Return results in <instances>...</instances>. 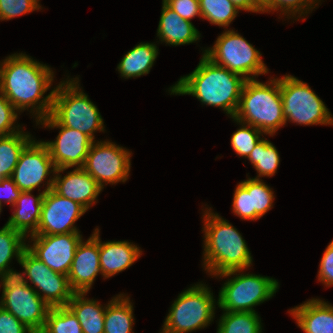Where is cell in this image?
Instances as JSON below:
<instances>
[{
	"label": "cell",
	"mask_w": 333,
	"mask_h": 333,
	"mask_svg": "<svg viewBox=\"0 0 333 333\" xmlns=\"http://www.w3.org/2000/svg\"><path fill=\"white\" fill-rule=\"evenodd\" d=\"M199 6L202 19L224 28L234 20L239 11L231 0H199Z\"/></svg>",
	"instance_id": "obj_32"
},
{
	"label": "cell",
	"mask_w": 333,
	"mask_h": 333,
	"mask_svg": "<svg viewBox=\"0 0 333 333\" xmlns=\"http://www.w3.org/2000/svg\"><path fill=\"white\" fill-rule=\"evenodd\" d=\"M318 279L326 286L333 285V241L327 246L321 258Z\"/></svg>",
	"instance_id": "obj_38"
},
{
	"label": "cell",
	"mask_w": 333,
	"mask_h": 333,
	"mask_svg": "<svg viewBox=\"0 0 333 333\" xmlns=\"http://www.w3.org/2000/svg\"><path fill=\"white\" fill-rule=\"evenodd\" d=\"M41 333H82L79 320L67 306L51 307Z\"/></svg>",
	"instance_id": "obj_31"
},
{
	"label": "cell",
	"mask_w": 333,
	"mask_h": 333,
	"mask_svg": "<svg viewBox=\"0 0 333 333\" xmlns=\"http://www.w3.org/2000/svg\"><path fill=\"white\" fill-rule=\"evenodd\" d=\"M205 286L196 284L179 294L170 308L161 333H188L207 327L213 321L215 299Z\"/></svg>",
	"instance_id": "obj_7"
},
{
	"label": "cell",
	"mask_w": 333,
	"mask_h": 333,
	"mask_svg": "<svg viewBox=\"0 0 333 333\" xmlns=\"http://www.w3.org/2000/svg\"><path fill=\"white\" fill-rule=\"evenodd\" d=\"M204 267L212 275L244 270L252 265L251 253L242 235L227 220L204 211Z\"/></svg>",
	"instance_id": "obj_3"
},
{
	"label": "cell",
	"mask_w": 333,
	"mask_h": 333,
	"mask_svg": "<svg viewBox=\"0 0 333 333\" xmlns=\"http://www.w3.org/2000/svg\"><path fill=\"white\" fill-rule=\"evenodd\" d=\"M19 264L25 271L17 273L18 276L24 274L43 293L40 296L49 307L67 306L75 293L67 275L55 272L47 267L42 261L35 257L27 248L22 252Z\"/></svg>",
	"instance_id": "obj_12"
},
{
	"label": "cell",
	"mask_w": 333,
	"mask_h": 333,
	"mask_svg": "<svg viewBox=\"0 0 333 333\" xmlns=\"http://www.w3.org/2000/svg\"><path fill=\"white\" fill-rule=\"evenodd\" d=\"M131 153L113 142L95 141L89 152L83 169L89 173L103 189L104 184L125 182L130 172ZM105 182V183H104Z\"/></svg>",
	"instance_id": "obj_11"
},
{
	"label": "cell",
	"mask_w": 333,
	"mask_h": 333,
	"mask_svg": "<svg viewBox=\"0 0 333 333\" xmlns=\"http://www.w3.org/2000/svg\"><path fill=\"white\" fill-rule=\"evenodd\" d=\"M248 159L259 174L255 179L261 176H273L280 163L279 153L276 147L265 138H261L255 145Z\"/></svg>",
	"instance_id": "obj_30"
},
{
	"label": "cell",
	"mask_w": 333,
	"mask_h": 333,
	"mask_svg": "<svg viewBox=\"0 0 333 333\" xmlns=\"http://www.w3.org/2000/svg\"><path fill=\"white\" fill-rule=\"evenodd\" d=\"M66 168L56 169L53 190L62 197L73 200L82 205L86 210L96 203L97 196L102 191L96 180L83 168L74 169L61 178L60 172Z\"/></svg>",
	"instance_id": "obj_19"
},
{
	"label": "cell",
	"mask_w": 333,
	"mask_h": 333,
	"mask_svg": "<svg viewBox=\"0 0 333 333\" xmlns=\"http://www.w3.org/2000/svg\"><path fill=\"white\" fill-rule=\"evenodd\" d=\"M234 120L241 123L242 127L232 134L231 146L236 154L248 158L255 145L261 140L259 135L262 131L252 125Z\"/></svg>",
	"instance_id": "obj_33"
},
{
	"label": "cell",
	"mask_w": 333,
	"mask_h": 333,
	"mask_svg": "<svg viewBox=\"0 0 333 333\" xmlns=\"http://www.w3.org/2000/svg\"><path fill=\"white\" fill-rule=\"evenodd\" d=\"M233 119L271 136L285 125L280 79H270L268 84L255 79L247 80Z\"/></svg>",
	"instance_id": "obj_4"
},
{
	"label": "cell",
	"mask_w": 333,
	"mask_h": 333,
	"mask_svg": "<svg viewBox=\"0 0 333 333\" xmlns=\"http://www.w3.org/2000/svg\"><path fill=\"white\" fill-rule=\"evenodd\" d=\"M25 236L5 224L0 229V278L16 275L18 272L9 269V262L16 256L18 262L22 252L27 248Z\"/></svg>",
	"instance_id": "obj_27"
},
{
	"label": "cell",
	"mask_w": 333,
	"mask_h": 333,
	"mask_svg": "<svg viewBox=\"0 0 333 333\" xmlns=\"http://www.w3.org/2000/svg\"><path fill=\"white\" fill-rule=\"evenodd\" d=\"M76 79L79 78L63 81L54 88L50 115L60 125L78 130L94 141V132L104 131L103 119L88 95L80 91Z\"/></svg>",
	"instance_id": "obj_5"
},
{
	"label": "cell",
	"mask_w": 333,
	"mask_h": 333,
	"mask_svg": "<svg viewBox=\"0 0 333 333\" xmlns=\"http://www.w3.org/2000/svg\"><path fill=\"white\" fill-rule=\"evenodd\" d=\"M38 2L37 0H0V20L13 19L37 10L41 7Z\"/></svg>",
	"instance_id": "obj_34"
},
{
	"label": "cell",
	"mask_w": 333,
	"mask_h": 333,
	"mask_svg": "<svg viewBox=\"0 0 333 333\" xmlns=\"http://www.w3.org/2000/svg\"><path fill=\"white\" fill-rule=\"evenodd\" d=\"M246 81L203 54L195 70L181 77L170 91L176 95H192L206 105L221 107L233 118Z\"/></svg>",
	"instance_id": "obj_2"
},
{
	"label": "cell",
	"mask_w": 333,
	"mask_h": 333,
	"mask_svg": "<svg viewBox=\"0 0 333 333\" xmlns=\"http://www.w3.org/2000/svg\"><path fill=\"white\" fill-rule=\"evenodd\" d=\"M242 270H231L218 274L220 277L236 275L224 283L219 292L217 305L225 312H254V306L270 299L279 288L270 277L254 274H237Z\"/></svg>",
	"instance_id": "obj_6"
},
{
	"label": "cell",
	"mask_w": 333,
	"mask_h": 333,
	"mask_svg": "<svg viewBox=\"0 0 333 333\" xmlns=\"http://www.w3.org/2000/svg\"><path fill=\"white\" fill-rule=\"evenodd\" d=\"M204 55L213 63L241 75L246 80L268 73L260 52L234 30L222 33L215 45L205 50Z\"/></svg>",
	"instance_id": "obj_8"
},
{
	"label": "cell",
	"mask_w": 333,
	"mask_h": 333,
	"mask_svg": "<svg viewBox=\"0 0 333 333\" xmlns=\"http://www.w3.org/2000/svg\"><path fill=\"white\" fill-rule=\"evenodd\" d=\"M305 333H333V306L321 299H311L290 312Z\"/></svg>",
	"instance_id": "obj_21"
},
{
	"label": "cell",
	"mask_w": 333,
	"mask_h": 333,
	"mask_svg": "<svg viewBox=\"0 0 333 333\" xmlns=\"http://www.w3.org/2000/svg\"><path fill=\"white\" fill-rule=\"evenodd\" d=\"M280 94L285 121L300 125H333V117L328 108L307 83L285 75L280 78Z\"/></svg>",
	"instance_id": "obj_10"
},
{
	"label": "cell",
	"mask_w": 333,
	"mask_h": 333,
	"mask_svg": "<svg viewBox=\"0 0 333 333\" xmlns=\"http://www.w3.org/2000/svg\"><path fill=\"white\" fill-rule=\"evenodd\" d=\"M158 56V49L155 44L140 43L125 54L117 69L122 77H140L148 74L155 59Z\"/></svg>",
	"instance_id": "obj_25"
},
{
	"label": "cell",
	"mask_w": 333,
	"mask_h": 333,
	"mask_svg": "<svg viewBox=\"0 0 333 333\" xmlns=\"http://www.w3.org/2000/svg\"><path fill=\"white\" fill-rule=\"evenodd\" d=\"M3 61L0 66V92L17 112L28 110L31 106V111L36 112L35 116L37 114L36 122L50 115L54 89L45 98L42 96L52 85V70L22 53L10 55Z\"/></svg>",
	"instance_id": "obj_1"
},
{
	"label": "cell",
	"mask_w": 333,
	"mask_h": 333,
	"mask_svg": "<svg viewBox=\"0 0 333 333\" xmlns=\"http://www.w3.org/2000/svg\"><path fill=\"white\" fill-rule=\"evenodd\" d=\"M0 306L13 314L33 333H41L45 326L49 305L39 291L27 283L23 276L2 277Z\"/></svg>",
	"instance_id": "obj_9"
},
{
	"label": "cell",
	"mask_w": 333,
	"mask_h": 333,
	"mask_svg": "<svg viewBox=\"0 0 333 333\" xmlns=\"http://www.w3.org/2000/svg\"><path fill=\"white\" fill-rule=\"evenodd\" d=\"M137 245L128 241L102 243L99 237L101 275L109 278L130 267L142 254Z\"/></svg>",
	"instance_id": "obj_22"
},
{
	"label": "cell",
	"mask_w": 333,
	"mask_h": 333,
	"mask_svg": "<svg viewBox=\"0 0 333 333\" xmlns=\"http://www.w3.org/2000/svg\"><path fill=\"white\" fill-rule=\"evenodd\" d=\"M261 319L254 312H224L217 333H261Z\"/></svg>",
	"instance_id": "obj_29"
},
{
	"label": "cell",
	"mask_w": 333,
	"mask_h": 333,
	"mask_svg": "<svg viewBox=\"0 0 333 333\" xmlns=\"http://www.w3.org/2000/svg\"><path fill=\"white\" fill-rule=\"evenodd\" d=\"M317 1L318 0H270V5L263 12L276 11L280 8V11H282V13L285 15H291L292 13V16H295V14L298 12V14L301 16L304 13H308L307 11H309V9L315 8L313 6Z\"/></svg>",
	"instance_id": "obj_35"
},
{
	"label": "cell",
	"mask_w": 333,
	"mask_h": 333,
	"mask_svg": "<svg viewBox=\"0 0 333 333\" xmlns=\"http://www.w3.org/2000/svg\"><path fill=\"white\" fill-rule=\"evenodd\" d=\"M27 249L51 270L68 275L75 251L82 240L79 232L55 235H31Z\"/></svg>",
	"instance_id": "obj_15"
},
{
	"label": "cell",
	"mask_w": 333,
	"mask_h": 333,
	"mask_svg": "<svg viewBox=\"0 0 333 333\" xmlns=\"http://www.w3.org/2000/svg\"><path fill=\"white\" fill-rule=\"evenodd\" d=\"M31 136L19 131L17 133L0 136V178L11 177L18 163L20 153L31 141Z\"/></svg>",
	"instance_id": "obj_28"
},
{
	"label": "cell",
	"mask_w": 333,
	"mask_h": 333,
	"mask_svg": "<svg viewBox=\"0 0 333 333\" xmlns=\"http://www.w3.org/2000/svg\"><path fill=\"white\" fill-rule=\"evenodd\" d=\"M0 333H33L13 314L0 306Z\"/></svg>",
	"instance_id": "obj_39"
},
{
	"label": "cell",
	"mask_w": 333,
	"mask_h": 333,
	"mask_svg": "<svg viewBox=\"0 0 333 333\" xmlns=\"http://www.w3.org/2000/svg\"><path fill=\"white\" fill-rule=\"evenodd\" d=\"M86 293H74L67 307L80 322L82 333H104L106 306L84 298Z\"/></svg>",
	"instance_id": "obj_24"
},
{
	"label": "cell",
	"mask_w": 333,
	"mask_h": 333,
	"mask_svg": "<svg viewBox=\"0 0 333 333\" xmlns=\"http://www.w3.org/2000/svg\"><path fill=\"white\" fill-rule=\"evenodd\" d=\"M21 192L22 191L17 187V185L14 183V181L11 177L3 178L0 180V203L1 204H2V199H4V197H5L6 200L4 202L9 203L12 206H14L15 202L19 198Z\"/></svg>",
	"instance_id": "obj_40"
},
{
	"label": "cell",
	"mask_w": 333,
	"mask_h": 333,
	"mask_svg": "<svg viewBox=\"0 0 333 333\" xmlns=\"http://www.w3.org/2000/svg\"><path fill=\"white\" fill-rule=\"evenodd\" d=\"M233 4L239 10L251 11V12H260L252 3L251 0H231Z\"/></svg>",
	"instance_id": "obj_41"
},
{
	"label": "cell",
	"mask_w": 333,
	"mask_h": 333,
	"mask_svg": "<svg viewBox=\"0 0 333 333\" xmlns=\"http://www.w3.org/2000/svg\"><path fill=\"white\" fill-rule=\"evenodd\" d=\"M162 4V12L157 29L159 39L173 46L197 41L200 33L192 22L181 18L164 1Z\"/></svg>",
	"instance_id": "obj_23"
},
{
	"label": "cell",
	"mask_w": 333,
	"mask_h": 333,
	"mask_svg": "<svg viewBox=\"0 0 333 333\" xmlns=\"http://www.w3.org/2000/svg\"><path fill=\"white\" fill-rule=\"evenodd\" d=\"M273 192L260 178L239 183L233 195V212L244 220H257L272 208Z\"/></svg>",
	"instance_id": "obj_18"
},
{
	"label": "cell",
	"mask_w": 333,
	"mask_h": 333,
	"mask_svg": "<svg viewBox=\"0 0 333 333\" xmlns=\"http://www.w3.org/2000/svg\"><path fill=\"white\" fill-rule=\"evenodd\" d=\"M92 236L86 241L79 243L75 251L68 279L75 293H87L100 269L99 256V229H95Z\"/></svg>",
	"instance_id": "obj_17"
},
{
	"label": "cell",
	"mask_w": 333,
	"mask_h": 333,
	"mask_svg": "<svg viewBox=\"0 0 333 333\" xmlns=\"http://www.w3.org/2000/svg\"><path fill=\"white\" fill-rule=\"evenodd\" d=\"M61 129L55 141L44 142L56 169L78 166L83 168L93 140L78 130L60 125L51 115L40 119L37 124Z\"/></svg>",
	"instance_id": "obj_13"
},
{
	"label": "cell",
	"mask_w": 333,
	"mask_h": 333,
	"mask_svg": "<svg viewBox=\"0 0 333 333\" xmlns=\"http://www.w3.org/2000/svg\"><path fill=\"white\" fill-rule=\"evenodd\" d=\"M181 18L190 21L193 17H202L199 0H163Z\"/></svg>",
	"instance_id": "obj_37"
},
{
	"label": "cell",
	"mask_w": 333,
	"mask_h": 333,
	"mask_svg": "<svg viewBox=\"0 0 333 333\" xmlns=\"http://www.w3.org/2000/svg\"><path fill=\"white\" fill-rule=\"evenodd\" d=\"M54 178L47 181V187L37 197L31 195V191H22L13 207H16L7 225L21 232L25 237L27 233L33 235L38 228L44 193L53 189Z\"/></svg>",
	"instance_id": "obj_20"
},
{
	"label": "cell",
	"mask_w": 333,
	"mask_h": 333,
	"mask_svg": "<svg viewBox=\"0 0 333 333\" xmlns=\"http://www.w3.org/2000/svg\"><path fill=\"white\" fill-rule=\"evenodd\" d=\"M251 3L261 12L270 5V0H251Z\"/></svg>",
	"instance_id": "obj_42"
},
{
	"label": "cell",
	"mask_w": 333,
	"mask_h": 333,
	"mask_svg": "<svg viewBox=\"0 0 333 333\" xmlns=\"http://www.w3.org/2000/svg\"><path fill=\"white\" fill-rule=\"evenodd\" d=\"M87 210L79 203L62 197L53 189L44 193L41 216L33 235H55L78 232L74 226Z\"/></svg>",
	"instance_id": "obj_14"
},
{
	"label": "cell",
	"mask_w": 333,
	"mask_h": 333,
	"mask_svg": "<svg viewBox=\"0 0 333 333\" xmlns=\"http://www.w3.org/2000/svg\"><path fill=\"white\" fill-rule=\"evenodd\" d=\"M120 294L106 306L104 333H131L134 324L133 305L128 297Z\"/></svg>",
	"instance_id": "obj_26"
},
{
	"label": "cell",
	"mask_w": 333,
	"mask_h": 333,
	"mask_svg": "<svg viewBox=\"0 0 333 333\" xmlns=\"http://www.w3.org/2000/svg\"><path fill=\"white\" fill-rule=\"evenodd\" d=\"M51 171L55 174L56 167L47 145L31 140L20 153L11 178L21 191L29 192L39 187Z\"/></svg>",
	"instance_id": "obj_16"
},
{
	"label": "cell",
	"mask_w": 333,
	"mask_h": 333,
	"mask_svg": "<svg viewBox=\"0 0 333 333\" xmlns=\"http://www.w3.org/2000/svg\"><path fill=\"white\" fill-rule=\"evenodd\" d=\"M15 110L17 111L11 102L0 92V136H8L20 131L18 127L15 131L16 127L13 125L18 117Z\"/></svg>",
	"instance_id": "obj_36"
}]
</instances>
